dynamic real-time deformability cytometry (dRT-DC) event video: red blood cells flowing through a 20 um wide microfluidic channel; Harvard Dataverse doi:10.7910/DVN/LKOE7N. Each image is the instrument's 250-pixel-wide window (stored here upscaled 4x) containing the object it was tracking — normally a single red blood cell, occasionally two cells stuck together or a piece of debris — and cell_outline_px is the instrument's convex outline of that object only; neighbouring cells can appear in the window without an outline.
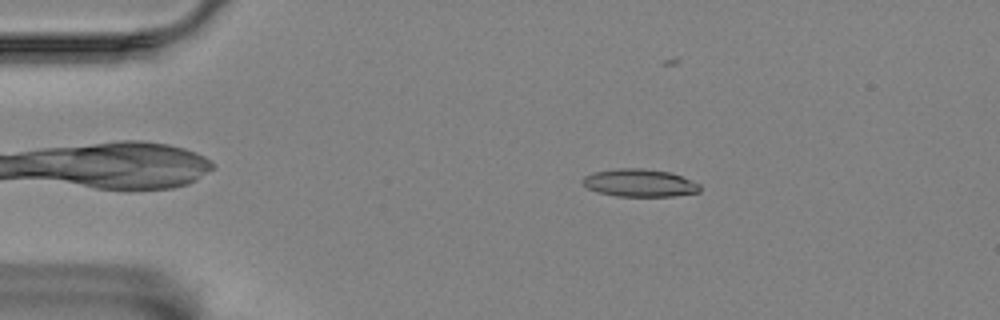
{"species": "Egyptian fruit bat (a non-hibernating species)", "species_latin": "Rousettus aegyptiacus", "temperature_condition": "room temperature", "stored_images_in_passage": 57, "camera_frame_rate_fps": 3000, "um_per_image_px": 0.085, "animal": {"sex": "female"}, "frame": {"image": 1, "passage_image": 10, "time_ms": 3.0, "image_size_px": [1000, 320], "cell_outline_px": [[700, 192], [672, 196], [616, 196], [596, 192], [588, 188], [580, 180], [584, 176], [592, 172], [616, 168], [644, 168], [668, 172], [692, 180], [700, 184]], "centroid_in_image_um": [54.33, 15.54], "position_along_channel_um": 30.7, "area_um2": 19.02}}
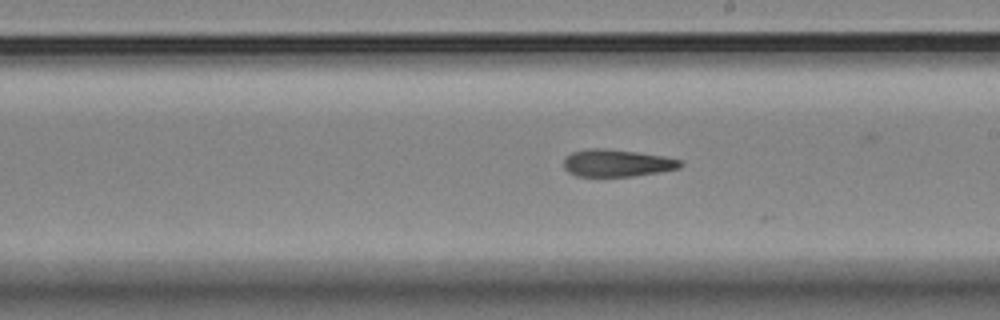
{"frame": {"image": 2, "passage_image": 32, "time_ms": 10.333, "image_size_px": [1000, 320], "cell_outline_px": [[684, 164], [680, 168], [660, 172], [632, 176], [576, 176], [568, 172], [564, 168], [564, 160], [572, 152], [588, 148], [608, 148], [664, 156], [680, 160]], "centroid_in_image_um": [52.45, 13.85], "position_along_channel_um": 236.6, "area_um2": 18.55}}
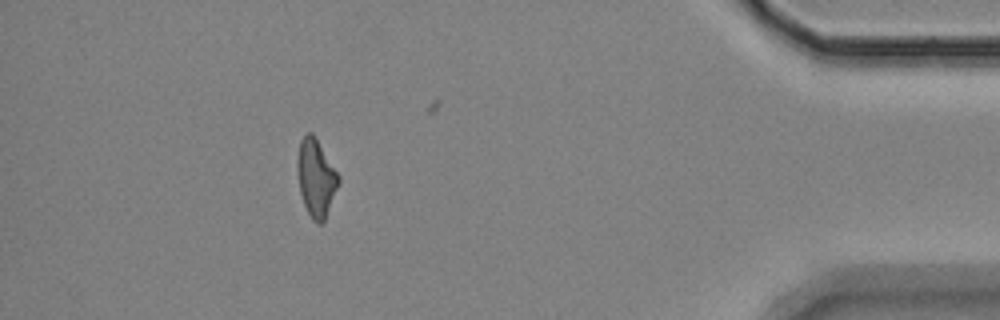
{"frame": {"image": 3, "passage_image": 51, "time_ms": 16.667, "image_size_px": [1000, 320], "cell_outline_px": [[340, 184], [324, 220], [320, 224], [316, 224], [312, 220], [304, 204], [300, 192], [296, 168], [296, 160], [300, 140], [308, 132], [312, 132], [340, 176]], "centroid_in_image_um": [26.86, 15.12], "position_along_channel_um": 408.3, "area_um2": 18.67}, "authors_computed_cell_mechanics": {"area_um2": 18.9584, "velocity_mm_per_s": 3.4912, "shape_relaxation_time_tau1_ms": null, "shape_relaxation_time_tau2_ms": 6.4183, "deformation_change_tau1": null, "deformation_change_tau2": 0.1367}}